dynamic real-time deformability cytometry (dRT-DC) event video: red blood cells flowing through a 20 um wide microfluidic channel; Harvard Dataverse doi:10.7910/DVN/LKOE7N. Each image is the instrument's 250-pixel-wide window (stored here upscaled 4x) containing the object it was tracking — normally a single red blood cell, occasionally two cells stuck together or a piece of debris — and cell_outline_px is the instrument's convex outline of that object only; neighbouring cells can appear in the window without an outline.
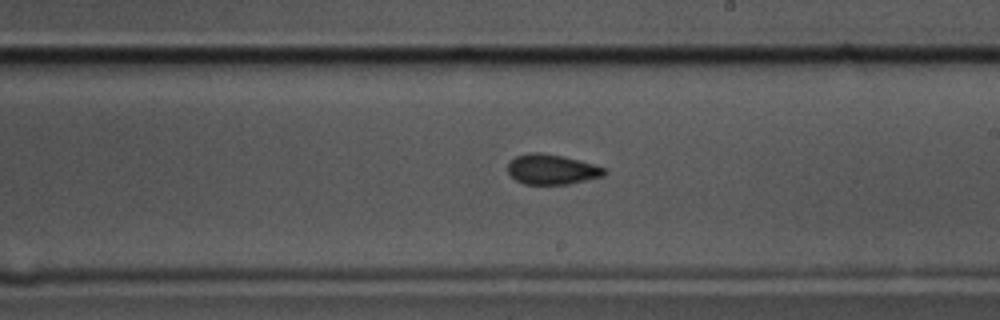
{"species": "common noctule bat (a hibernating species)", "species_latin": "Nyctalus noctula", "temperature_condition": "cold", "stored_images_in_passage": 46, "camera_frame_rate_fps": 3000, "um_per_image_px": 0.085, "animal": {"sex": "male", "body_mass_g": 17.5, "forearm_length_mm": 52.3}, "frame": {"image": 1, "passage_image": 22, "time_ms": 7.0, "image_size_px": [1000, 320], "cell_outline_px": [[608, 172], [604, 176], [568, 184], [524, 184], [516, 180], [508, 172], [508, 164], [516, 156], [528, 152], [540, 152], [560, 156], [608, 168]], "centroid_in_image_um": [46.92, 14.4], "position_along_channel_um": 242.1, "area_um2": 16.82}}
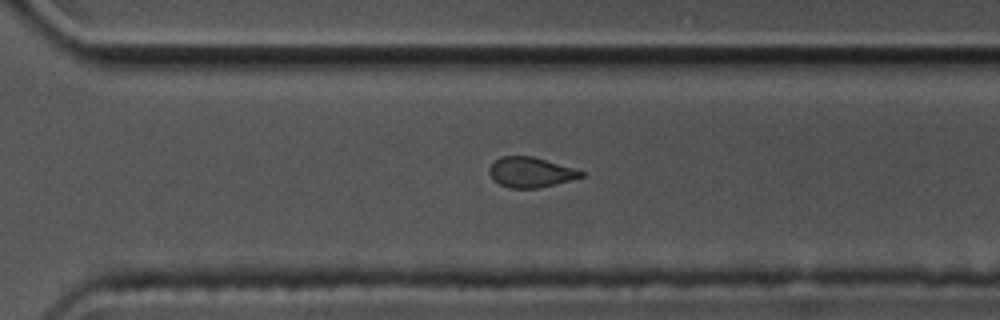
{"frame": {"image": 2, "passage_image": 29, "time_ms": 9.333, "image_size_px": [1000, 320], "cell_outline_px": [[584, 176], [536, 188], [512, 188], [500, 184], [492, 180], [488, 172], [488, 168], [500, 156], [532, 156], [572, 168], [584, 172]], "centroid_in_image_um": [45.03, 14.63], "position_along_channel_um": 325.6, "area_um2": 15.78}}
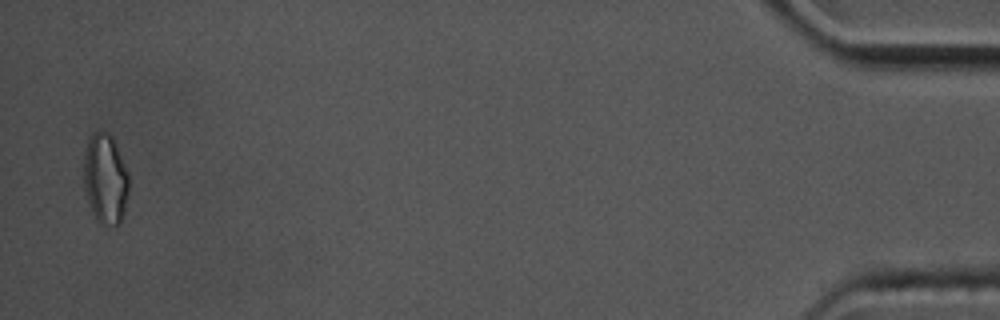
{"frame": {"image": 3, "passage_image": 45, "time_ms": 14.667, "image_size_px": [1000, 320], "cell_outline_px": [[128, 192], [124, 212], [120, 224], [100, 224], [96, 220], [92, 212], [84, 188], [84, 148], [92, 132], [108, 132], [112, 136], [116, 144], [128, 172]], "centroid_in_image_um": [8.94, 15.19], "position_along_channel_um": 426.3, "area_um2": 23.76}, "authors_computed_cell_mechanics": {"area_um2": 17.2822, "velocity_mm_per_s": 3.5838, "shape_relaxation_time_tau1_ms": null, "shape_relaxation_time_tau2_ms": 1.5482, "deformation_change_tau1": null, "deformation_change_tau2": 0.0714}}